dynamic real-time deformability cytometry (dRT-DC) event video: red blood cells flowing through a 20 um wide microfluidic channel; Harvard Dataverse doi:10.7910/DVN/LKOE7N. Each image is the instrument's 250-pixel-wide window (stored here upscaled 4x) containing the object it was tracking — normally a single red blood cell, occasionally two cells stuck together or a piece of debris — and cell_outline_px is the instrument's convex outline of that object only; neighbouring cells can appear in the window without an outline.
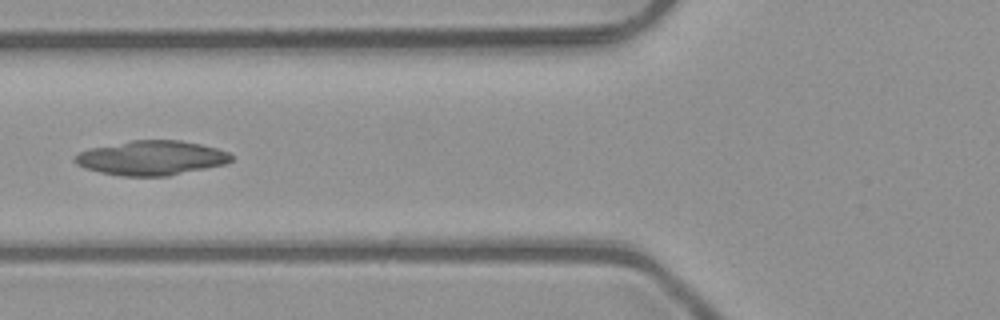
{"species": "common noctule bat (a hibernating species)", "species_latin": "Nyctalus noctula", "temperature_condition": "room temperature", "stored_images_in_passage": 5, "camera_frame_rate_fps": 3000, "um_per_image_px": 0.085, "animal": {"sex": "male", "body_mass_g": 23.1, "forearm_length_mm": 52.7}, "frame": {"image": 1, "passage_image": 5, "time_ms": 1.333, "image_size_px": [1000, 320], "cell_outline_px": [[232, 160], [224, 164], [168, 176], [120, 176], [100, 172], [84, 168], [76, 164], [72, 160], [80, 152], [88, 148], [132, 140], [180, 140], [200, 144], [216, 148], [228, 152], [232, 156]], "centroid_in_image_um": [12.83, 13.42], "position_along_channel_um": 113.0, "area_um2": 31.39}}